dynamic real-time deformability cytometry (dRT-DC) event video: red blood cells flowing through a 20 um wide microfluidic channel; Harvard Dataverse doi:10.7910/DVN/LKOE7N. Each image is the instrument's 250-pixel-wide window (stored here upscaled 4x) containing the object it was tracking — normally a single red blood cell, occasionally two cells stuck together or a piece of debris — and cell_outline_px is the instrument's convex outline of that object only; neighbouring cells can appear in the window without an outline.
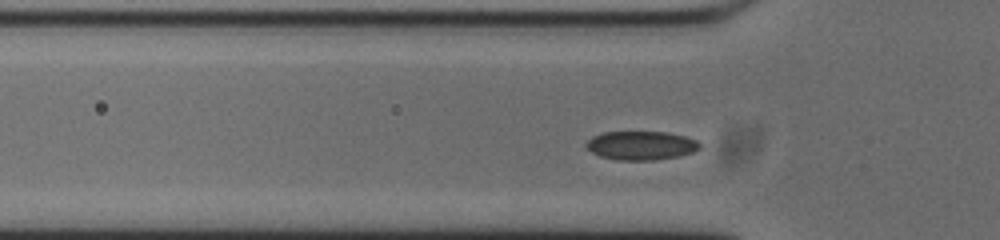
{"species": "common noctule bat (a hibernating species)", "species_latin": "Nyctalus noctula", "temperature_condition": "cold", "stored_images_in_passage": 49, "camera_frame_rate_fps": 3000, "um_per_image_px": 0.085, "animal": {"sex": "male", "body_mass_g": 20.0, "forearm_length_mm": 53.3}, "frame": {"image": 1, "passage_image": 10, "time_ms": 3.0, "image_size_px": [1000, 240], "cell_outline_px": [[700, 148], [692, 152], [680, 156], [652, 160], [616, 160], [600, 156], [592, 152], [584, 144], [592, 136], [604, 132], [664, 132], [684, 136], [696, 140], [700, 144]], "centroid_in_image_um": [54.47, 12.37], "position_along_channel_um": 71.3, "area_um2": 18.96}}
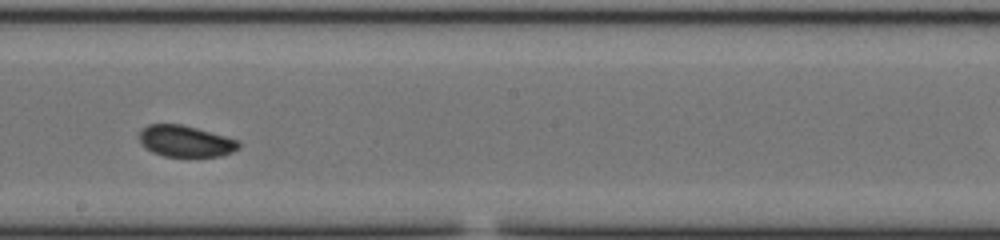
{"frame": {"image": 2, "passage_image": 23, "time_ms": 7.333, "image_size_px": [1000, 240], "cell_outline_px": [[240, 148], [232, 152], [220, 156], [164, 156], [152, 152], [140, 140], [140, 132], [148, 124], [180, 124], [196, 128], [240, 140]], "centroid_in_image_um": [15.82, 12.0], "position_along_channel_um": 232.4, "area_um2": 17.92}}
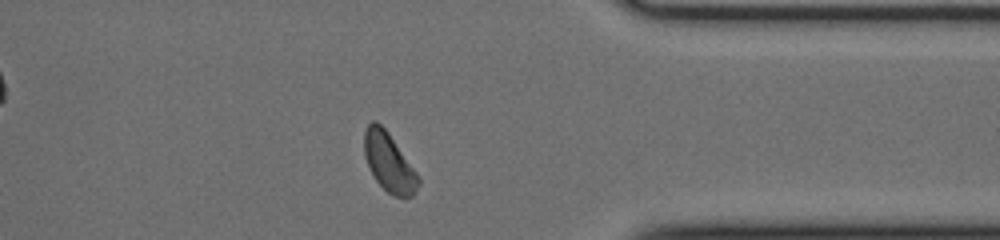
{"frame": {"image": 3, "passage_image": 36, "time_ms": 11.667, "image_size_px": [1000, 240], "cell_outline_px": [[420, 184], [416, 192], [412, 196], [396, 196], [388, 192], [376, 180], [364, 156], [364, 132], [368, 124], [372, 120], [376, 120], [388, 132], [416, 172], [420, 180]], "centroid_in_image_um": [33.06, 13.78], "position_along_channel_um": 378.3, "area_um2": 18.15}, "authors_computed_cell_mechanics": {"area_um2": 18.4382, "velocity_mm_per_s": 3.7125, "shape_relaxation_time_tau1_ms": 1.4243, "shape_relaxation_time_tau2_ms": 1.6763, "deformation_change_tau1": 0.0601, "deformation_change_tau2": 0.0473}}